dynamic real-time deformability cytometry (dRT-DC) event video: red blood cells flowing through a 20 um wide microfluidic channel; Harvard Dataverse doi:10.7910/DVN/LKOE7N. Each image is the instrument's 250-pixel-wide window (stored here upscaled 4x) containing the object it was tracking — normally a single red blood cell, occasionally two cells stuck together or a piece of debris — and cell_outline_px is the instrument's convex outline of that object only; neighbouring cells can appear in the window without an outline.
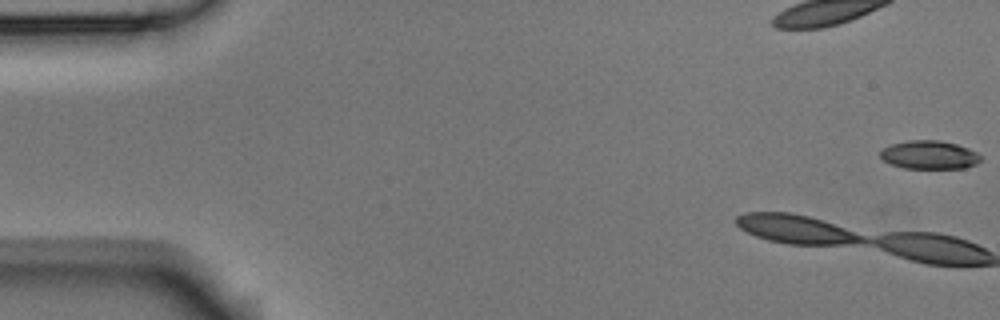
{"species": "Egyptian fruit bat (a non-hibernating species)", "species_latin": "Rousettus aegyptiacus", "temperature_condition": "room temperature", "stored_images_in_passage": 6, "camera_frame_rate_fps": 3000, "um_per_image_px": 0.085, "animal": {"sex": "male"}, "frame": {"image": 1, "passage_image": 1, "time_ms": 0.0, "image_size_px": [1000, 320], "cell_outline_px": [[980, 160], [976, 164], [964, 168], [904, 168], [892, 164], [884, 160], [880, 156], [880, 152], [884, 148], [892, 144], [908, 140], [940, 140], [956, 144], [968, 148], [976, 152], [980, 156]], "centroid_in_image_um": [79.0, 13.16], "position_along_channel_um": 6.0, "area_um2": 16.47}}